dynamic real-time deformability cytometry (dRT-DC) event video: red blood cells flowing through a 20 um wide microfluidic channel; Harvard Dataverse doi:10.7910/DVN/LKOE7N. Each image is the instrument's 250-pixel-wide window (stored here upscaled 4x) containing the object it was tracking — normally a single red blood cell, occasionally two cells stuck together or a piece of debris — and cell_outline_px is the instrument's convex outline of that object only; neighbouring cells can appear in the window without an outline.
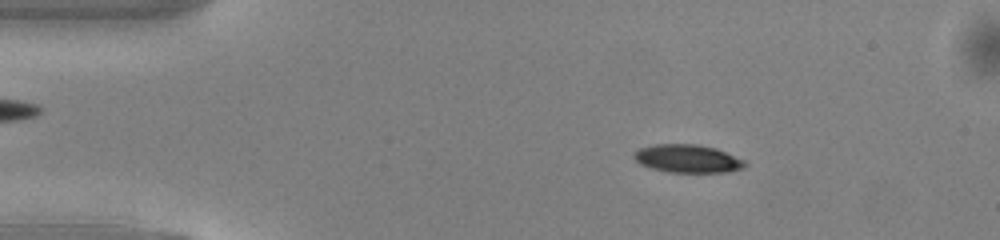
{"species": "common noctule bat (a hibernating species)", "species_latin": "Nyctalus noctula", "temperature_condition": "warm", "stored_images_in_passage": 48, "camera_frame_rate_fps": 3000, "um_per_image_px": 0.085, "animal": {"sex": "male", "body_mass_g": 13.0, "forearm_length_mm": 53.1}, "frame": {"image": 1, "passage_image": 7, "time_ms": 2.0, "image_size_px": [1000, 240], "cell_outline_px": [[748, 164], [744, 168], [728, 172], [668, 172], [652, 168], [640, 164], [632, 156], [632, 152], [640, 148], [652, 144], [696, 144], [716, 148], [744, 160]], "centroid_in_image_um": [58.43, 13.48], "position_along_channel_um": 26.6, "area_um2": 18.26}}
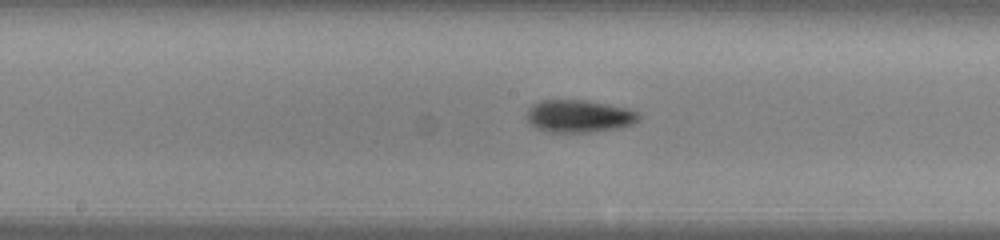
{"frame": {"image": 2, "passage_image": 24, "time_ms": 7.667, "image_size_px": [1000, 240], "cell_outline_px": [[640, 120], [632, 124], [616, 128], [588, 132], [548, 132], [536, 128], [528, 124], [528, 108], [532, 104], [540, 100], [584, 100], [628, 108], [636, 112], [640, 116]], "centroid_in_image_um": [49.18, 9.87], "position_along_channel_um": 199.0, "area_um2": 21.15}}
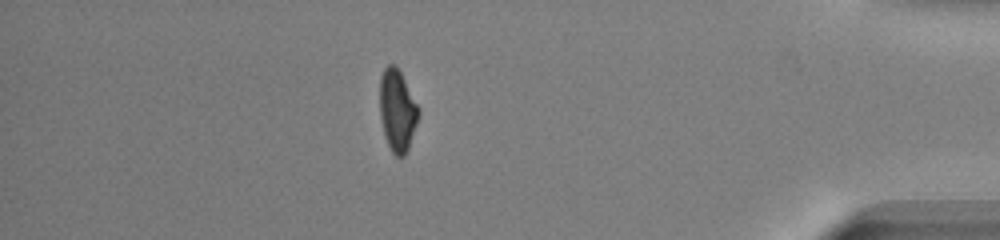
{"frame": {"image": 3, "passage_image": 42, "time_ms": 13.667, "image_size_px": [1000, 240], "cell_outline_px": [[420, 112], [408, 148], [404, 156], [396, 156], [392, 152], [384, 136], [380, 116], [380, 76], [384, 68], [388, 64], [392, 64], [400, 72], [420, 108]], "centroid_in_image_um": [33.76, 9.39], "position_along_channel_um": 401.4, "area_um2": 18.32}, "authors_computed_cell_mechanics": {"area_um2": 19.1029, "velocity_mm_per_s": 4.1493, "shape_relaxation_time_tau1_ms": 2.7122, "shape_relaxation_time_tau2_ms": 5.1531, "deformation_change_tau1": 0.1511, "deformation_change_tau2": 0.1141}}